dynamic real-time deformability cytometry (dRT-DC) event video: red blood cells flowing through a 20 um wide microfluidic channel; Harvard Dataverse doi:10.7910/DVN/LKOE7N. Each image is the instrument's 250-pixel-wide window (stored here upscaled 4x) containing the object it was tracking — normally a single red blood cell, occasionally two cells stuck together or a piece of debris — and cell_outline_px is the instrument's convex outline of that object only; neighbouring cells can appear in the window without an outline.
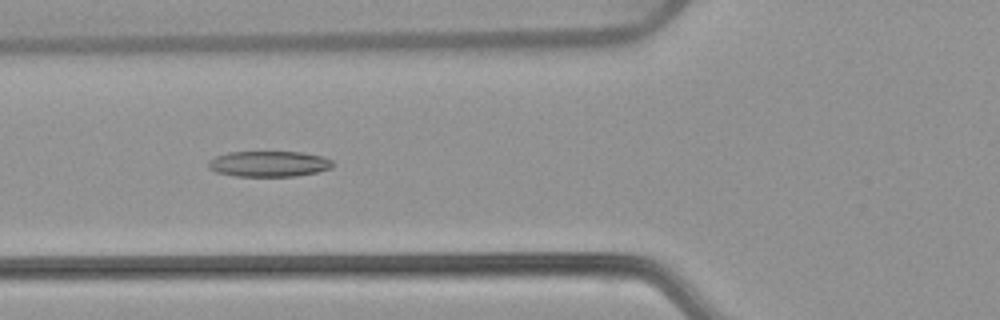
{"species": "common noctule bat (a hibernating species)", "species_latin": "Nyctalus noctula", "temperature_condition": "warm", "stored_images_in_passage": 53, "camera_frame_rate_fps": 3000, "um_per_image_px": 0.085, "animal": {"sex": "female", "body_mass_g": 22.7, "forearm_length_mm": 54.2}, "frame": {"image": 1, "passage_image": 20, "time_ms": 6.333, "image_size_px": [1000, 320], "cell_outline_px": [[332, 168], [316, 172], [296, 176], [236, 176], [216, 172], [208, 168], [208, 160], [216, 156], [228, 152], [300, 152], [324, 156], [332, 160]], "centroid_in_image_um": [22.85, 13.92], "position_along_channel_um": 103.0, "area_um2": 18.67}}
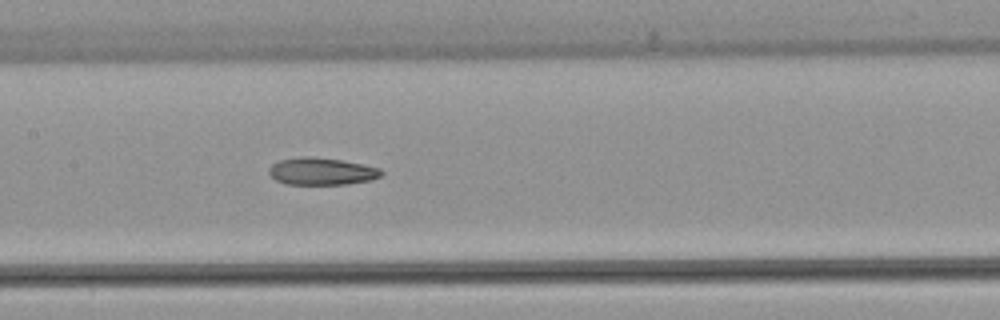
{"frame": {"image": 2, "passage_image": 26, "time_ms": 8.333, "image_size_px": [1000, 320], "cell_outline_px": [[384, 172], [380, 176], [372, 180], [348, 184], [284, 184], [276, 180], [268, 172], [268, 168], [272, 164], [280, 160], [304, 156], [308, 156], [340, 160], [364, 164], [380, 168]], "centroid_in_image_um": [27.35, 14.57], "position_along_channel_um": 180.1, "area_um2": 17.86}}
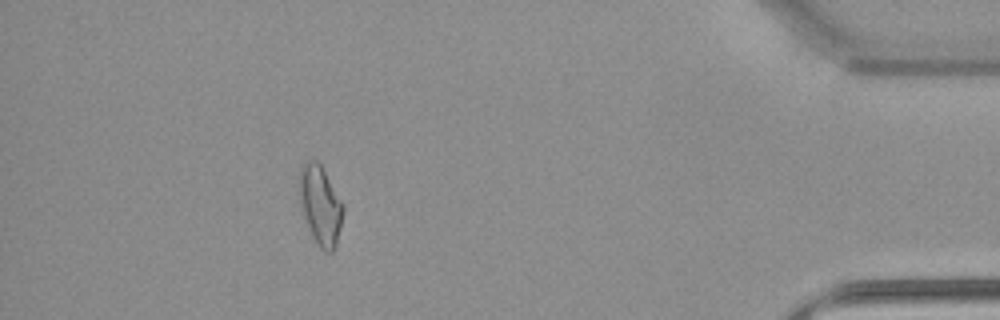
{"frame": {"image": 3, "passage_image": 48, "time_ms": 15.667, "image_size_px": [1000, 320], "cell_outline_px": [[344, 212], [336, 244], [332, 252], [324, 252], [320, 248], [312, 236], [300, 208], [300, 168], [304, 160], [316, 160], [320, 164], [344, 204]], "centroid_in_image_um": [27.23, 17.44], "position_along_channel_um": 408.0, "area_um2": 20.17}, "authors_computed_cell_mechanics": {"area_um2": 19.2474, "velocity_mm_per_s": 3.8364, "shape_relaxation_time_tau1_ms": null, "shape_relaxation_time_tau2_ms": 4.3692, "deformation_change_tau1": null, "deformation_change_tau2": 0.1343}}